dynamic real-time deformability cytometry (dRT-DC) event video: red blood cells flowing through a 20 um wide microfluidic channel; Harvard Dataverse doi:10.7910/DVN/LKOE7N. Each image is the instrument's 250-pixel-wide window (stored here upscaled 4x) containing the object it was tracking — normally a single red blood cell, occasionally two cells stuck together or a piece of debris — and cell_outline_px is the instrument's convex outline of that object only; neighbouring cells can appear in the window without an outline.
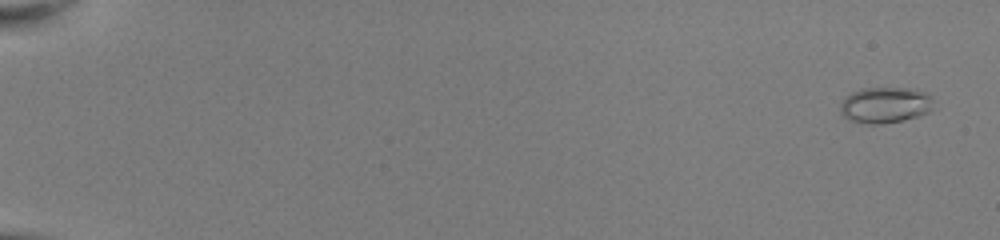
{"species": "common noctule bat (a hibernating species)", "species_latin": "Nyctalus noctula", "temperature_condition": "room temperature", "stored_images_in_passage": 51, "camera_frame_rate_fps": 3000, "um_per_image_px": 0.085, "animal": {"sex": "female", "body_mass_g": 22.0, "forearm_length_mm": 56.7}, "frame": {"image": 1, "passage_image": 1, "time_ms": 0.0, "image_size_px": [1000, 240], "cell_outline_px": [[936, 108], [920, 116], [900, 120], [876, 124], [868, 124], [852, 120], [844, 116], [840, 112], [840, 104], [844, 96], [860, 88], [916, 88], [924, 92], [932, 100]], "centroid_in_image_um": [75.25, 8.91], "position_along_channel_um": 9.8, "area_um2": 19.65}}
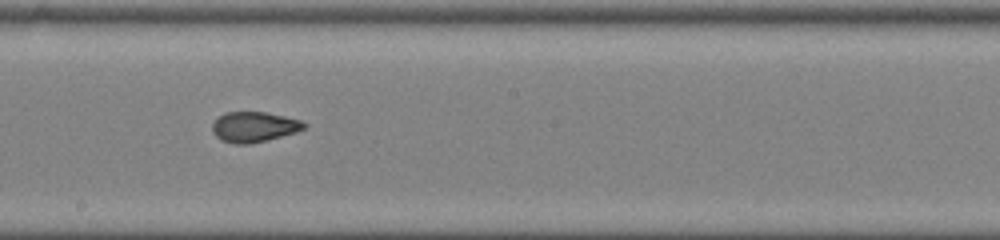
{"frame": {"image": 2, "passage_image": 31, "time_ms": 10.0, "image_size_px": [1000, 240], "cell_outline_px": [[308, 124], [304, 128], [296, 132], [248, 144], [236, 144], [220, 140], [212, 132], [212, 124], [224, 112], [268, 112], [300, 120]], "centroid_in_image_um": [21.57, 10.78], "position_along_channel_um": 226.6, "area_um2": 16.07}}
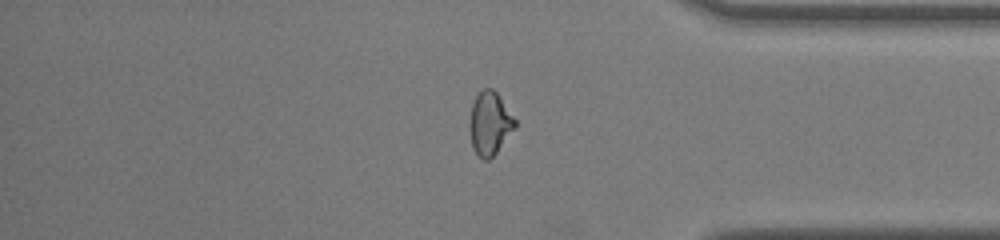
{"frame": {"image": 3, "passage_image": 44, "time_ms": 14.333, "image_size_px": [1000, 240], "cell_outline_px": [[516, 128], [496, 152], [488, 160], [484, 160], [472, 148], [468, 128], [468, 124], [472, 104], [476, 96], [484, 88], [492, 88], [500, 96], [516, 120]], "centroid_in_image_um": [41.62, 10.48], "position_along_channel_um": 393.6, "area_um2": 16.82}, "authors_computed_cell_mechanics": {"area_um2": 16.8198, "velocity_mm_per_s": 4.0824, "shape_relaxation_time_tau1_ms": null, "shape_relaxation_time_tau2_ms": 1.214, "deformation_change_tau1": null, "deformation_change_tau2": 0.0636}}